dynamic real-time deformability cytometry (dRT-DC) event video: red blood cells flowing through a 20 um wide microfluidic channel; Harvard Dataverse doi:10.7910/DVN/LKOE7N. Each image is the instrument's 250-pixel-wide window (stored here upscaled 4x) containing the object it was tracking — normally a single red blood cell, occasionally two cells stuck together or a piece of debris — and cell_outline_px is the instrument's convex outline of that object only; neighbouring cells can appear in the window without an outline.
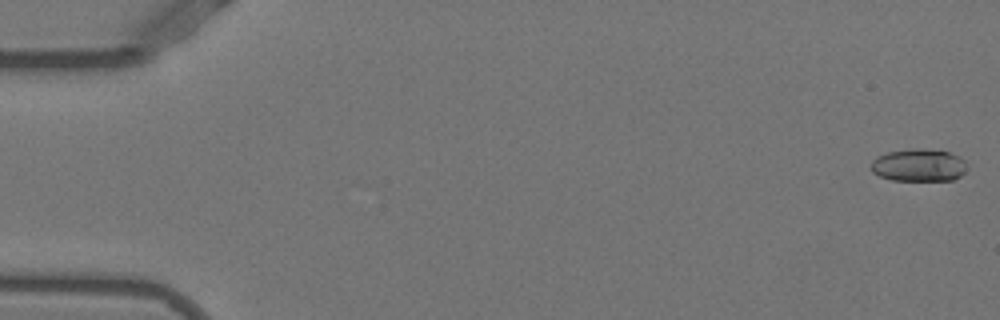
{"species": "Egyptian fruit bat (a non-hibernating species)", "species_latin": "Rousettus aegyptiacus", "temperature_condition": "warm", "stored_images_in_passage": 16, "camera_frame_rate_fps": 3000, "um_per_image_px": 0.085, "animal": {"sex": "female"}, "frame": {"image": 1, "passage_image": 1, "time_ms": 0.0, "image_size_px": [1000, 320], "cell_outline_px": [[968, 168], [960, 176], [952, 180], [892, 180], [880, 176], [872, 172], [872, 160], [876, 156], [888, 152], [916, 148], [920, 148], [948, 152], [960, 156], [964, 160]], "centroid_in_image_um": [78.11, 14.04], "position_along_channel_um": 6.9, "area_um2": 18.21}}
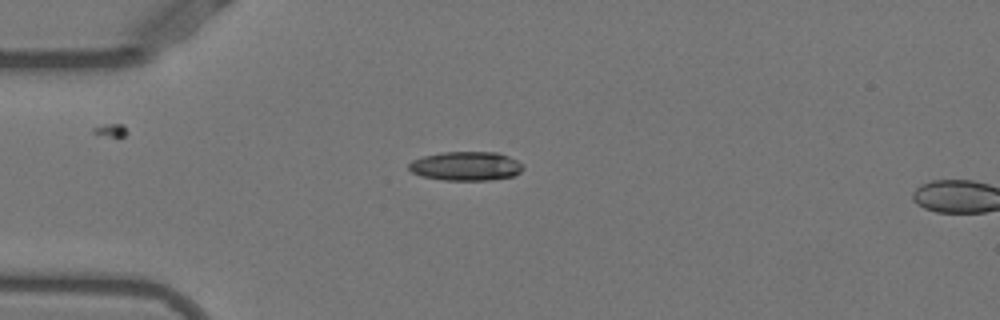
{"frame": {"image": 2, "passage_image": 14, "time_ms": 4.333, "image_size_px": [1000, 320], "cell_outline_px": [[524, 168], [520, 172], [512, 176], [488, 180], [444, 180], [420, 176], [412, 172], [408, 168], [408, 164], [412, 160], [424, 156], [444, 152], [496, 152], [508, 156], [524, 164]], "centroid_in_image_um": [39.6, 14.12], "position_along_channel_um": 45.4, "area_um2": 19.31}}